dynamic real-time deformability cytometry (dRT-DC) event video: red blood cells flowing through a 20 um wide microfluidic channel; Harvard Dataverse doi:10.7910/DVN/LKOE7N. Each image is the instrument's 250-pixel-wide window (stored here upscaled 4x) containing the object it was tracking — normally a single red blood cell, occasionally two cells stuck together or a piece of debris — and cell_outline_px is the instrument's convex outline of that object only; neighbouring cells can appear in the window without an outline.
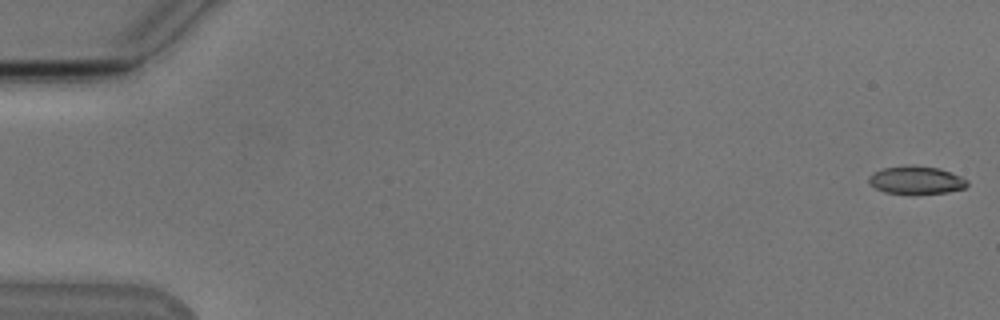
{"species": "Egyptian fruit bat (a non-hibernating species)", "species_latin": "Rousettus aegyptiacus", "temperature_condition": "cold", "stored_images_in_passage": 50, "camera_frame_rate_fps": 3000, "um_per_image_px": 0.085, "animal": {"sex": "male"}, "frame": {"image": 1, "passage_image": 1, "time_ms": 0.0, "image_size_px": [1000, 320], "cell_outline_px": [[968, 184], [964, 188], [948, 192], [884, 192], [876, 188], [868, 180], [868, 176], [872, 172], [884, 168], [940, 168], [960, 176], [968, 180]], "centroid_in_image_um": [77.9, 15.32], "position_along_channel_um": 7.1, "area_um2": 14.85}}
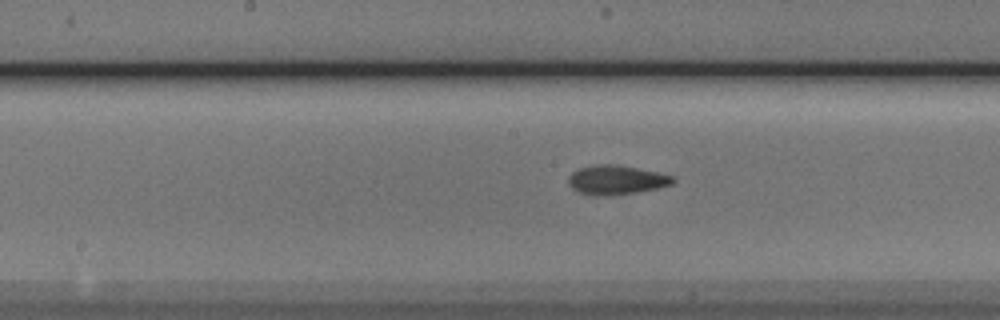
{"frame": {"image": 2, "passage_image": 28, "time_ms": 9.0, "image_size_px": [1000, 320], "cell_outline_px": [[676, 180], [672, 184], [656, 188], [636, 192], [608, 196], [592, 196], [576, 192], [568, 184], [568, 176], [572, 172], [580, 168], [596, 164], [616, 164], [656, 172], [672, 176]], "centroid_in_image_um": [52.32, 15.3], "position_along_channel_um": 195.9, "area_um2": 17.86}}
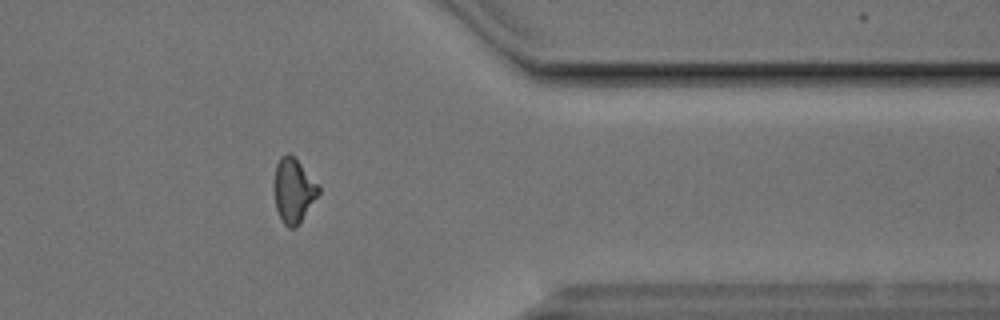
{"frame": {"image": 3, "passage_image": 44, "time_ms": 14.333, "image_size_px": [1000, 320], "cell_outline_px": [[320, 192], [296, 228], [288, 228], [284, 224], [276, 208], [272, 188], [272, 184], [276, 164], [280, 156], [288, 152], [320, 184]], "centroid_in_image_um": [24.92, 16.18], "position_along_channel_um": 386.5, "area_um2": 16.94}, "authors_computed_cell_mechanics": {"area_um2": 16.8198, "velocity_mm_per_s": 3.839, "shape_relaxation_time_tau1_ms": 5.23, "shape_relaxation_time_tau2_ms": 4.3165, "deformation_change_tau1": 0.1468, "deformation_change_tau2": 0.1182}}